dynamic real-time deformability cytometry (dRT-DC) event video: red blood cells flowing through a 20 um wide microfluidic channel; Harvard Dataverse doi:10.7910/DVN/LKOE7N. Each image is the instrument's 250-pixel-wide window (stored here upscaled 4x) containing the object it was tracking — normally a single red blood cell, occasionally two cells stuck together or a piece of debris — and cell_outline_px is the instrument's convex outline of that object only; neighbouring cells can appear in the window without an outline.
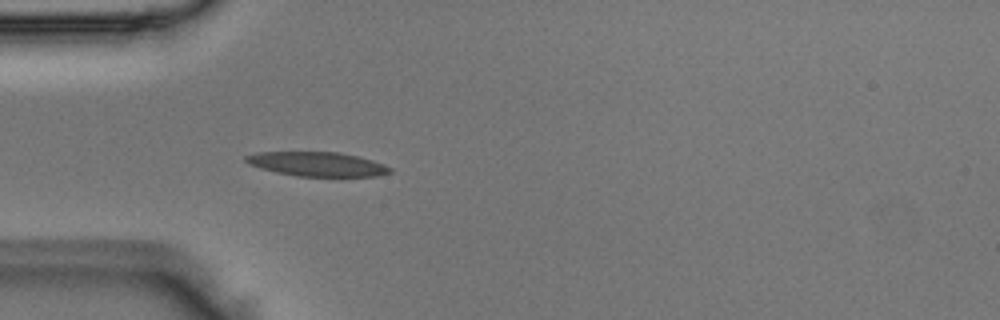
{"species": "Egyptian fruit bat (a non-hibernating species)", "species_latin": "Rousettus aegyptiacus", "temperature_condition": "room temperature", "stored_images_in_passage": 36, "camera_frame_rate_fps": 3000, "um_per_image_px": 0.085, "animal": {"sex": "male"}, "frame": {"image": 1, "passage_image": 1, "time_ms": 0.0, "image_size_px": [1000, 320], "cell_outline_px": [[392, 172], [376, 176], [296, 176], [276, 172], [260, 168], [248, 164], [244, 160], [244, 156], [256, 152], [340, 152], [372, 160], [384, 164], [392, 168]], "centroid_in_image_um": [26.94, 13.94], "position_along_channel_um": 58.1, "area_um2": 20.4}}
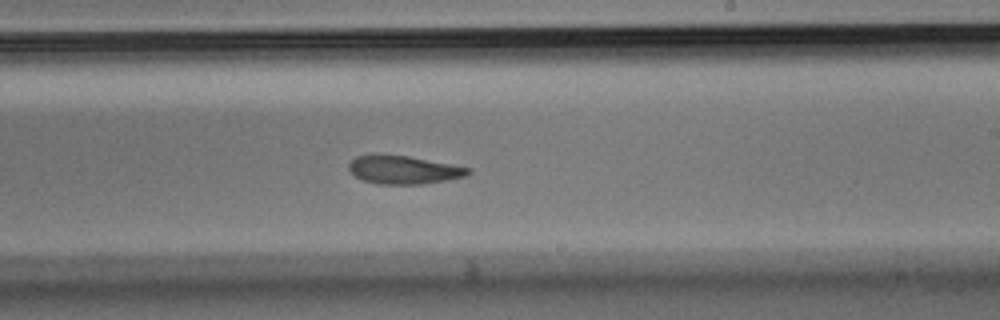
{"frame": {"image": 2, "passage_image": 16, "time_ms": 5.0, "image_size_px": [1000, 320], "cell_outline_px": [[472, 172], [468, 176], [448, 180], [424, 184], [380, 184], [364, 180], [356, 176], [348, 168], [348, 164], [356, 156], [408, 156], [452, 164], [472, 168]], "centroid_in_image_um": [34.41, 14.46], "position_along_channel_um": 254.6, "area_um2": 19.36}}
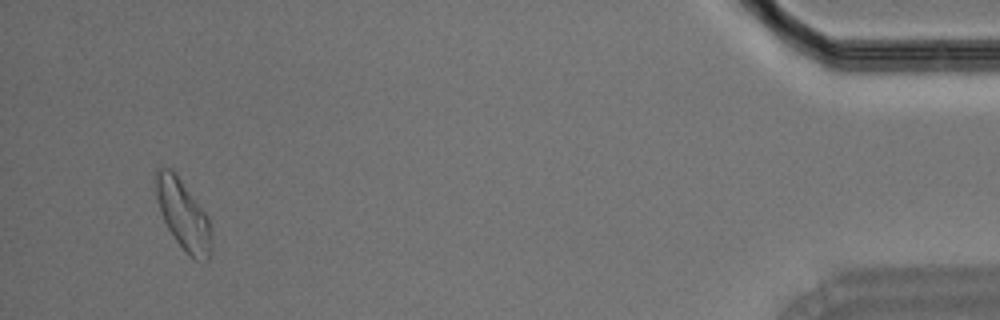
{"frame": {"image": 3, "passage_image": 34, "time_ms": 11.0, "image_size_px": [1000, 320], "cell_outline_px": [[212, 252], [208, 260], [196, 260], [184, 252], [168, 228], [160, 212], [156, 196], [156, 168], [172, 168], [208, 216], [212, 240]], "centroid_in_image_um": [15.59, 18.29], "position_along_channel_um": 419.6, "area_um2": 22.54}}